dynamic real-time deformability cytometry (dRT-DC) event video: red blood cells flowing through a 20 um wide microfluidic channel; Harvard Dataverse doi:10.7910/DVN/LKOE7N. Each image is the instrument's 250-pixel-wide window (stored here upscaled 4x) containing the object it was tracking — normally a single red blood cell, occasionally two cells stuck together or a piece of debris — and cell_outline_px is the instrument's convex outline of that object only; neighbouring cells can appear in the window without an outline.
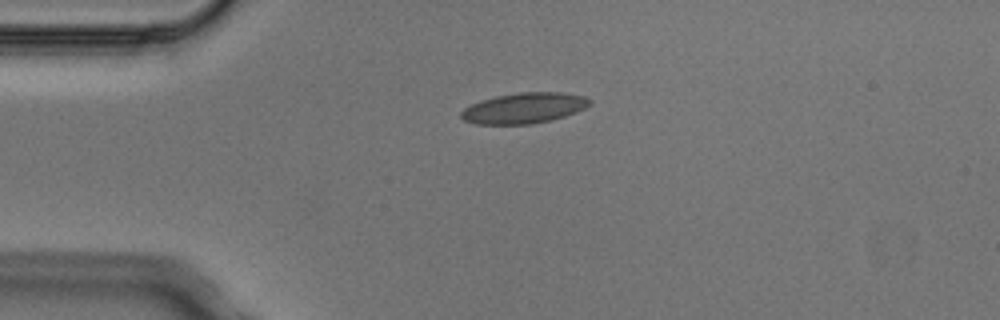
{"species": "Egyptian fruit bat (a non-hibernating species)", "species_latin": "Rousettus aegyptiacus", "temperature_condition": "cold", "stored_images_in_passage": 3, "camera_frame_rate_fps": 3000, "um_per_image_px": 0.085, "animal": {"sex": "male"}, "frame": {"image": 1, "passage_image": 3, "time_ms": 0.667, "image_size_px": [1000, 320], "cell_outline_px": [[592, 104], [576, 112], [552, 120], [532, 124], [476, 124], [464, 120], [460, 116], [460, 112], [464, 108], [480, 100], [496, 96], [520, 92], [560, 92], [584, 96], [592, 100]], "centroid_in_image_um": [44.55, 9.18], "position_along_channel_um": 40.5, "area_um2": 23.0}}